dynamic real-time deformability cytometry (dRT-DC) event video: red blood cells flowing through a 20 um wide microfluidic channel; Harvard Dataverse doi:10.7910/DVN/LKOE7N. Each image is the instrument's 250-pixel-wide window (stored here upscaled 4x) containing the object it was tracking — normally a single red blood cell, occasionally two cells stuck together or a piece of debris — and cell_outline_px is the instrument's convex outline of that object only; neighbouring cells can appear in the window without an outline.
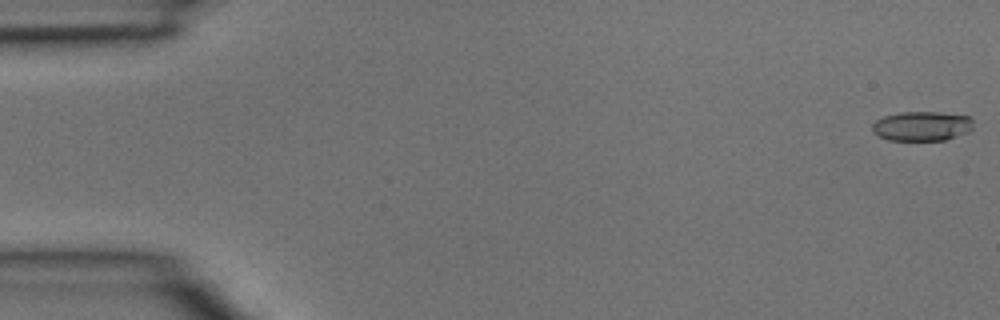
{"species": "common noctule bat (a hibernating species)", "species_latin": "Nyctalus noctula", "temperature_condition": "room temperature", "stored_images_in_passage": 3, "camera_frame_rate_fps": 3000, "um_per_image_px": 0.085, "animal": {"sex": "male", "body_mass_g": 15.6}, "frame": {"image": 1, "passage_image": 1, "time_ms": 0.0, "image_size_px": [1000, 320], "cell_outline_px": [[972, 128], [968, 132], [944, 140], [888, 140], [872, 132], [872, 124], [876, 120], [884, 116], [900, 112], [940, 112], [972, 116]], "centroid_in_image_um": [78.36, 10.71], "position_along_channel_um": 6.6, "area_um2": 17.46}}
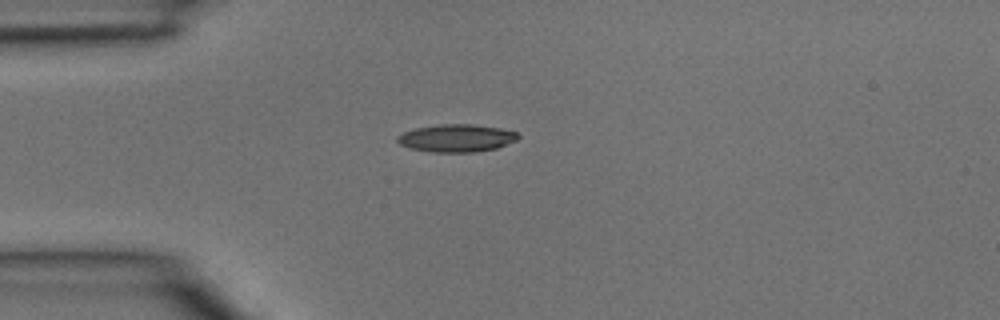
{"frame": {"image": 2, "passage_image": 3, "time_ms": 0.667, "image_size_px": [1000, 320], "cell_outline_px": [[520, 136], [516, 140], [496, 148], [476, 152], [432, 152], [408, 148], [400, 144], [396, 140], [396, 136], [404, 132], [416, 128], [440, 124], [472, 124], [500, 128], [516, 132]], "centroid_in_image_um": [38.78, 11.74], "position_along_channel_um": 46.2, "area_um2": 19.42}}